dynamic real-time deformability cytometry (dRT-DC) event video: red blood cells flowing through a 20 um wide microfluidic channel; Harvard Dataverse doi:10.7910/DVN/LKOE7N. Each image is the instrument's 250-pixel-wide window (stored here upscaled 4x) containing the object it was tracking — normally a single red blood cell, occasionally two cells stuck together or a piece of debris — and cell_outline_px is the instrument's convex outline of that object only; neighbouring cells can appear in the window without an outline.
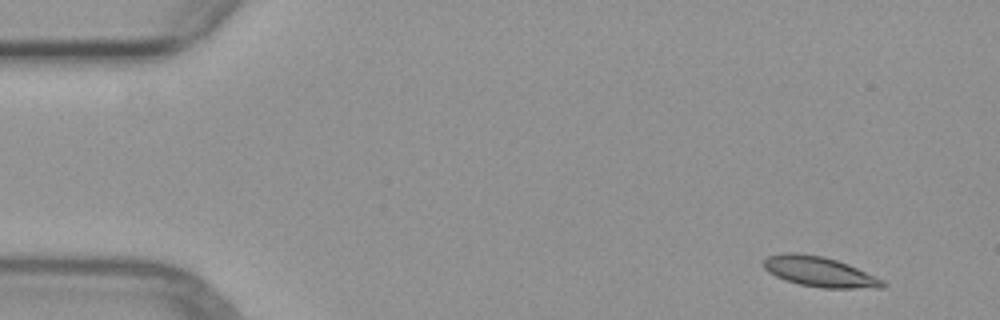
{"species": "common noctule bat (a hibernating species)", "species_latin": "Nyctalus noctula", "temperature_condition": "warm", "stored_images_in_passage": 5, "camera_frame_rate_fps": 3000, "um_per_image_px": 0.085, "animal": {"sex": "female", "body_mass_g": 29.2, "forearm_length_mm": 56.3}, "frame": {"image": 1, "passage_image": 1, "time_ms": 0.0, "image_size_px": [1000, 320], "cell_outline_px": [[888, 284], [884, 288], [820, 288], [800, 284], [784, 280], [768, 272], [764, 268], [764, 260], [768, 256], [784, 252], [796, 252], [824, 256], [848, 264], [884, 280]], "centroid_in_image_um": [69.67, 23.1], "position_along_channel_um": 15.3, "area_um2": 21.04}}